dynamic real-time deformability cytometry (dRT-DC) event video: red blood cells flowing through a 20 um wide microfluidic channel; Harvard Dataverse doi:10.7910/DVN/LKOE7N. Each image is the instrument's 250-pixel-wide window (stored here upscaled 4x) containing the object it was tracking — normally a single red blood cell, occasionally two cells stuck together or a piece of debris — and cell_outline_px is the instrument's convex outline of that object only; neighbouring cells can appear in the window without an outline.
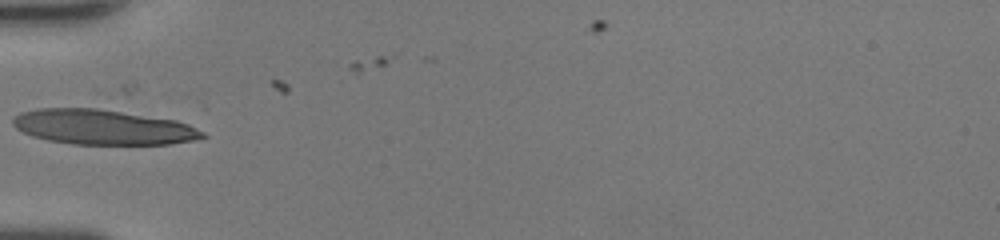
{"species": "human", "species_latin": "Homo sapiens", "temperature_condition": "room temperature", "stored_images_in_passage": 30, "camera_frame_rate_fps": 3000, "um_per_image_px": 0.085, "donor": {"sex": "female"}, "frame": {"image": 1, "passage_image": 1, "time_ms": 0.0, "image_size_px": [1000, 240], "cell_outline_px": [[208, 136], [196, 140], [168, 144], [72, 144], [48, 140], [32, 136], [16, 128], [12, 124], [12, 116], [20, 112], [40, 108], [96, 108], [176, 120], [188, 124], [204, 132]], "centroid_in_image_um": [8.73, 10.8], "position_along_channel_um": 76.3, "area_um2": 38.73}}
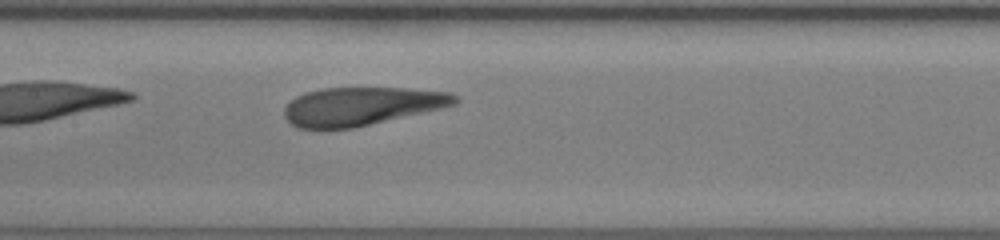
{"frame": {"image": 2, "passage_image": 9, "time_ms": 2.667, "image_size_px": [1000, 240], "cell_outline_px": [[460, 100], [456, 104], [440, 108], [352, 128], [296, 128], [284, 116], [284, 108], [296, 96], [304, 92], [324, 88], [404, 88], [448, 92], [460, 96]], "centroid_in_image_um": [30.72, 9.01], "position_along_channel_um": 176.7, "area_um2": 37.69}}
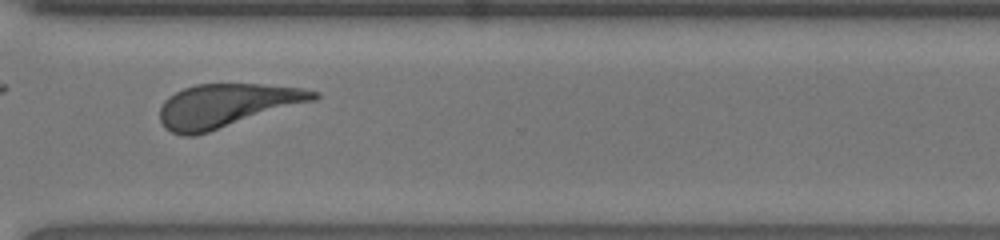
{"frame": {"image": 3, "passage_image": 22, "time_ms": 7.0, "image_size_px": [1000, 240], "cell_outline_px": [[320, 96], [316, 100], [196, 136], [184, 136], [172, 132], [164, 128], [160, 120], [160, 108], [164, 100], [168, 96], [184, 88], [196, 84], [260, 84], [300, 88], [320, 92]], "centroid_in_image_um": [19.25, 8.98], "position_along_channel_um": 351.4, "area_um2": 39.02}, "authors_computed_cell_mechanics": {"area_um2": 39.0728, "velocity_mm_per_s": 4.0103, "shape_relaxation_time_tau1_ms": 7.1934, "shape_relaxation_time_tau2_ms": 1.9491, "deformation_change_tau1": 0.1809, "deformation_change_tau2": 0.1047}}